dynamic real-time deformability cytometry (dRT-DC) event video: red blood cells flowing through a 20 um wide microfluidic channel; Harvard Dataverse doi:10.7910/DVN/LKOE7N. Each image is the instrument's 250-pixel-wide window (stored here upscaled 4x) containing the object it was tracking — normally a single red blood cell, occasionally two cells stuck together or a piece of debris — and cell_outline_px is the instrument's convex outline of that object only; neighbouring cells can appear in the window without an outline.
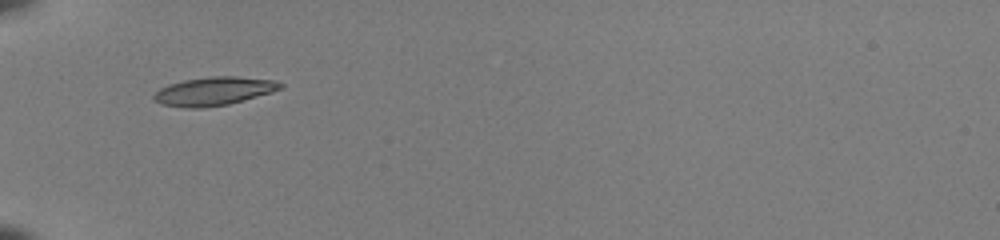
{"species": "common noctule bat (a hibernating species)", "species_latin": "Nyctalus noctula", "temperature_condition": "room temperature", "stored_images_in_passage": 31, "camera_frame_rate_fps": 3000, "um_per_image_px": 0.085, "animal": {"sex": "female", "body_mass_g": 22.0, "forearm_length_mm": 56.7}, "frame": {"image": 1, "passage_image": 1, "time_ms": 0.0, "image_size_px": [1000, 240], "cell_outline_px": [[284, 88], [272, 92], [228, 104], [200, 108], [188, 108], [160, 104], [152, 100], [152, 96], [160, 88], [168, 84], [184, 80], [212, 76], [236, 76], [272, 80], [284, 84]], "centroid_in_image_um": [18.15, 7.75], "position_along_channel_um": 66.8, "area_um2": 20.98}}
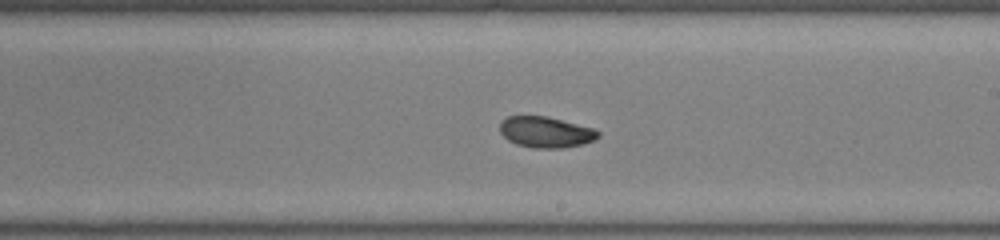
{"frame": {"image": 2, "passage_image": 11, "time_ms": 3.333, "image_size_px": [1000, 240], "cell_outline_px": [[600, 136], [596, 140], [584, 144], [560, 148], [532, 148], [516, 144], [508, 140], [500, 132], [500, 120], [508, 116], [544, 116], [592, 128], [600, 132]], "centroid_in_image_um": [46.38, 11.24], "position_along_channel_um": 242.6, "area_um2": 17.69}}
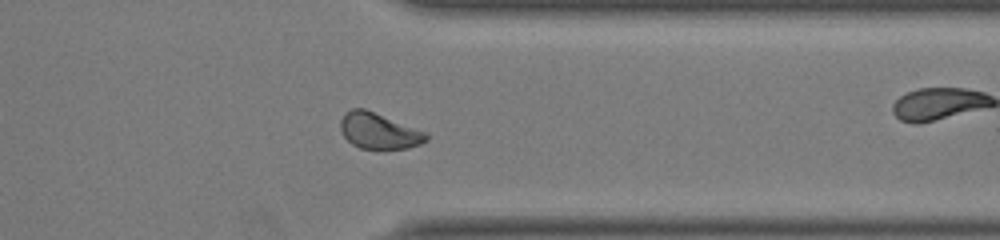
{"frame": {"image": 3, "passage_image": 21, "time_ms": 6.667, "image_size_px": [1000, 240], "cell_outline_px": [[428, 140], [420, 144], [408, 148], [360, 148], [352, 144], [344, 136], [340, 128], [340, 120], [344, 112], [352, 108], [364, 108], [428, 132]], "centroid_in_image_um": [32.21, 11.11], "position_along_channel_um": 379.2, "area_um2": 17.98}, "authors_computed_cell_mechanics": {"area_um2": 18.2648, "velocity_mm_per_s": 4.1107, "shape_relaxation_time_tau1_ms": 2.0338, "shape_relaxation_time_tau2_ms": 1.7789, "deformation_change_tau1": 0.1512, "deformation_change_tau2": 0.0381}}